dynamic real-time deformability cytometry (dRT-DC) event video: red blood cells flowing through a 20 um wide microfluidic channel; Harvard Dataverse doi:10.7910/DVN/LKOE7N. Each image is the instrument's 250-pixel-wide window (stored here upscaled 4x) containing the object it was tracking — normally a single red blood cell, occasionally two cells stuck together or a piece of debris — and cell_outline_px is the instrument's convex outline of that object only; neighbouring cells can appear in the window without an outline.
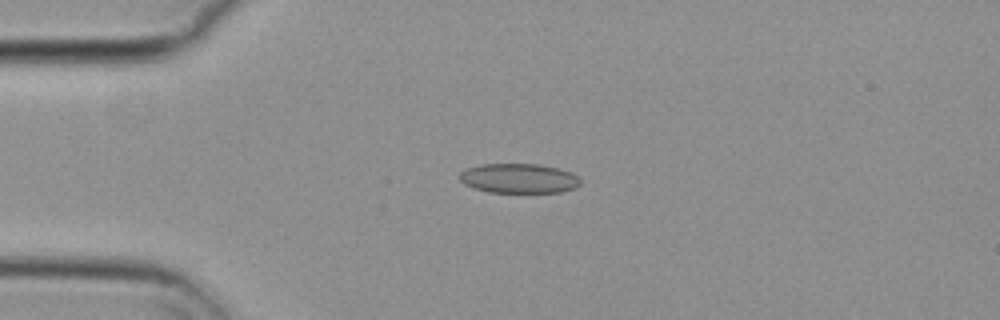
{"species": "common noctule bat (a hibernating species)", "species_latin": "Nyctalus noctula", "temperature_condition": "cold", "stored_images_in_passage": 44, "camera_frame_rate_fps": 3000, "um_per_image_px": 0.085, "animal": {"sex": "female", "body_mass_g": 29.2, "forearm_length_mm": 56.3}, "frame": {"image": 1, "passage_image": 2, "time_ms": 0.333, "image_size_px": [1000, 320], "cell_outline_px": [[580, 184], [576, 188], [560, 192], [488, 192], [472, 188], [464, 184], [460, 180], [460, 172], [468, 168], [480, 164], [540, 164], [572, 172], [580, 180]], "centroid_in_image_um": [44.09, 15.16], "position_along_channel_um": 40.9, "area_um2": 20.87}}
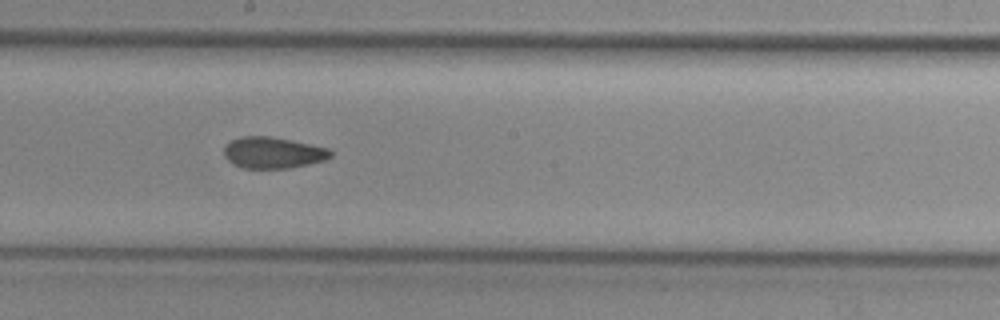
{"frame": {"image": 2, "passage_image": 19, "time_ms": 6.0, "image_size_px": [1000, 320], "cell_outline_px": [[332, 156], [324, 160], [308, 164], [288, 168], [244, 168], [232, 164], [224, 156], [224, 144], [240, 136], [268, 136], [292, 140], [328, 148], [332, 152]], "centroid_in_image_um": [23.17, 12.97], "position_along_channel_um": 225.0, "area_um2": 19.48}}
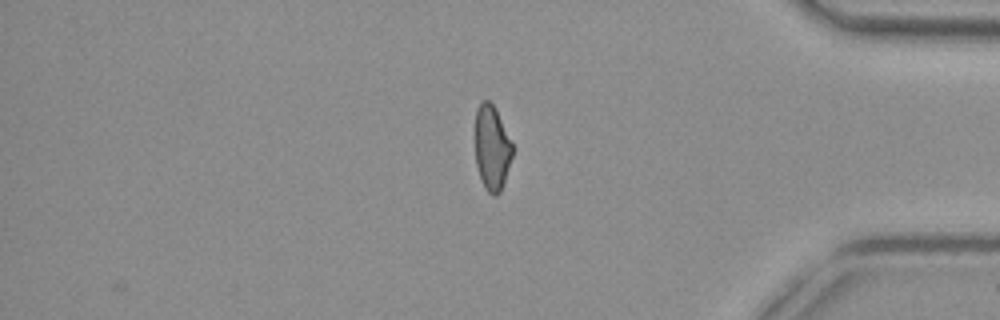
{"frame": {"image": 3, "passage_image": 35, "time_ms": 11.333, "image_size_px": [1000, 320], "cell_outline_px": [[512, 156], [500, 192], [496, 196], [492, 196], [484, 188], [480, 180], [476, 164], [476, 108], [480, 100], [488, 100], [492, 104], [512, 144]], "centroid_in_image_um": [41.78, 12.6], "position_along_channel_um": 393.4, "area_um2": 18.09}, "authors_computed_cell_mechanics": {"area_um2": 19.7387, "velocity_mm_per_s": 3.7023, "shape_relaxation_time_tau1_ms": null, "shape_relaxation_time_tau2_ms": 2.6793, "deformation_change_tau1": null, "deformation_change_tau2": 0.0896}}